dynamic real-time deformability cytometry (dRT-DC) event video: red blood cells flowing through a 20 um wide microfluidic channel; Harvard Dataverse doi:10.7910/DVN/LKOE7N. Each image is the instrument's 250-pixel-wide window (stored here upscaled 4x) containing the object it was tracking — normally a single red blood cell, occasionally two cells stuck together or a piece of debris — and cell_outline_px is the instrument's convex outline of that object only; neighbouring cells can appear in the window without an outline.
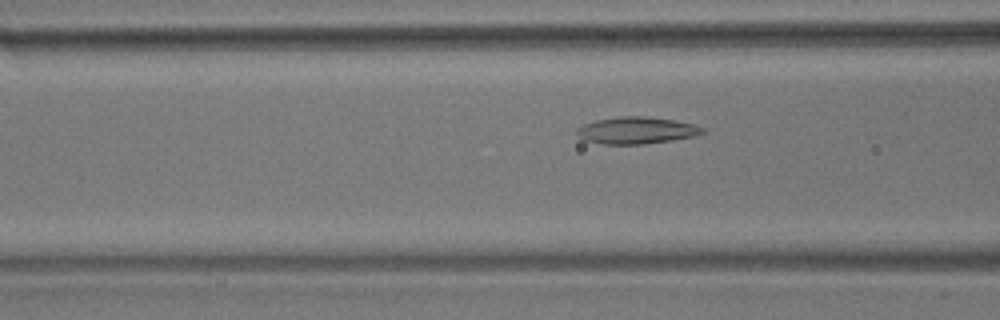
{"species": "common noctule bat (a hibernating species)", "species_latin": "Nyctalus noctula", "temperature_condition": "room temperature", "stored_images_in_passage": 43, "camera_frame_rate_fps": 3000, "um_per_image_px": 0.085, "animal": {"sex": "male", "body_mass_g": 17.9}, "frame": {"image": 1, "passage_image": 8, "time_ms": 2.333, "image_size_px": [1000, 320], "cell_outline_px": [[708, 132], [692, 136], [672, 140], [644, 144], [600, 144], [584, 140], [576, 132], [576, 128], [584, 124], [596, 120], [620, 116], [644, 116], [672, 120], [692, 124], [704, 128]], "centroid_in_image_um": [54.08, 11.08], "position_along_channel_um": 112.5, "area_um2": 19.59}}
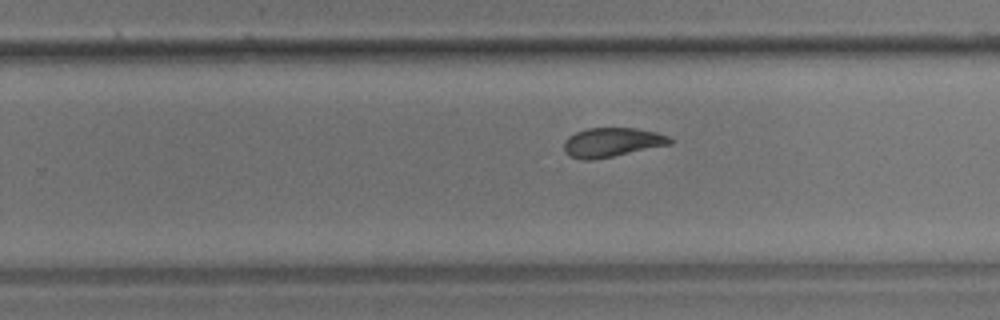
{"frame": {"image": 2, "passage_image": 22, "time_ms": 7.0, "image_size_px": [1000, 320], "cell_outline_px": [[672, 144], [592, 160], [584, 160], [568, 156], [564, 152], [564, 140], [568, 136], [576, 132], [588, 128], [636, 128], [656, 132], [668, 136], [672, 140]], "centroid_in_image_um": [51.98, 12.1], "position_along_channel_um": 277.8, "area_um2": 18.03}}
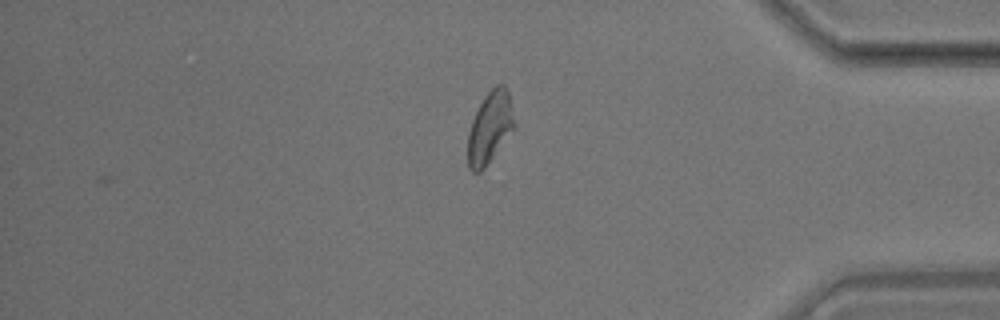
{"frame": {"image": 3, "passage_image": 34, "time_ms": 11.0, "image_size_px": [1000, 320], "cell_outline_px": [[516, 128], [484, 168], [480, 172], [472, 172], [468, 168], [468, 132], [472, 120], [484, 96], [496, 84], [504, 84], [508, 88], [516, 124]], "centroid_in_image_um": [41.67, 10.83], "position_along_channel_um": 393.5, "area_um2": 19.71}, "authors_computed_cell_mechanics": {"area_um2": 18.9584, "velocity_mm_per_s": 3.5524, "shape_relaxation_time_tau1_ms": 5.156, "shape_relaxation_time_tau2_ms": 2.5187, "deformation_change_tau1": 0.1516, "deformation_change_tau2": 0.0833}}